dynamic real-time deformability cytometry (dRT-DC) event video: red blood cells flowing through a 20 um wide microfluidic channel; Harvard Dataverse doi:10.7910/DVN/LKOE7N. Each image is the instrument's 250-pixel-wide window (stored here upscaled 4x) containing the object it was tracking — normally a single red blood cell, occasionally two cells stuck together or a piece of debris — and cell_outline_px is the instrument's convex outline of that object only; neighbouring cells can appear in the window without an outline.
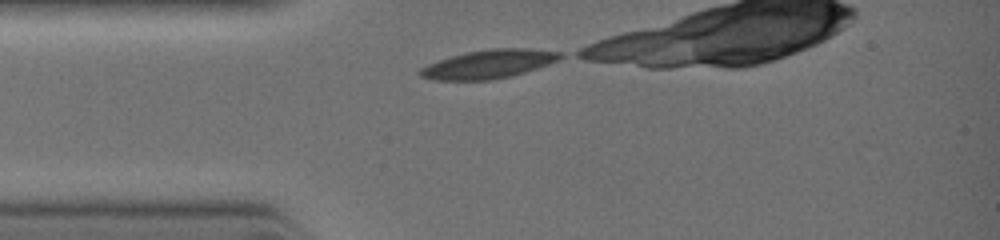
{"species": "common noctule bat (a hibernating species)", "species_latin": "Nyctalus noctula", "temperature_condition": "warm", "stored_images_in_passage": 5, "camera_frame_rate_fps": 3000, "um_per_image_px": 0.085, "animal": {"sex": "female", "body_mass_g": 19.0, "forearm_length_mm": 51.5}, "frame": {"image": 1, "passage_image": 1, "time_ms": 0.0, "image_size_px": [1000, 240], "cell_outline_px": [[564, 56], [548, 64], [512, 76], [492, 80], [436, 80], [420, 76], [420, 68], [428, 64], [452, 56], [468, 52], [492, 48], [524, 48], [564, 52]], "centroid_in_image_um": [41.56, 5.45], "position_along_channel_um": 43.4, "area_um2": 23.12}}